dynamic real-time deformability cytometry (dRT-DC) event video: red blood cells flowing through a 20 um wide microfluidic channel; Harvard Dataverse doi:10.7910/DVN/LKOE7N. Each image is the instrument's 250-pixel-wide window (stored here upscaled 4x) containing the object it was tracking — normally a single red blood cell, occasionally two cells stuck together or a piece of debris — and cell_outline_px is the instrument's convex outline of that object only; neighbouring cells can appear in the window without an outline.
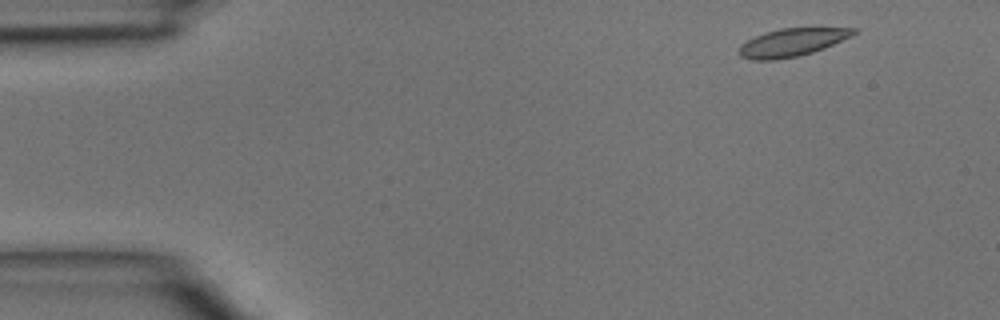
{"species": "common noctule bat (a hibernating species)", "species_latin": "Nyctalus noctula", "temperature_condition": "room temperature", "stored_images_in_passage": 3, "camera_frame_rate_fps": 3000, "um_per_image_px": 0.085, "animal": {"sex": "male", "body_mass_g": 15.6}, "frame": {"image": 1, "passage_image": 1, "time_ms": 0.0, "image_size_px": [1000, 320], "cell_outline_px": [[856, 32], [852, 36], [824, 48], [800, 56], [776, 60], [752, 60], [740, 56], [740, 44], [764, 32], [780, 28], [856, 28]], "centroid_in_image_um": [67.31, 3.61], "position_along_channel_um": 17.7, "area_um2": 18.55}}